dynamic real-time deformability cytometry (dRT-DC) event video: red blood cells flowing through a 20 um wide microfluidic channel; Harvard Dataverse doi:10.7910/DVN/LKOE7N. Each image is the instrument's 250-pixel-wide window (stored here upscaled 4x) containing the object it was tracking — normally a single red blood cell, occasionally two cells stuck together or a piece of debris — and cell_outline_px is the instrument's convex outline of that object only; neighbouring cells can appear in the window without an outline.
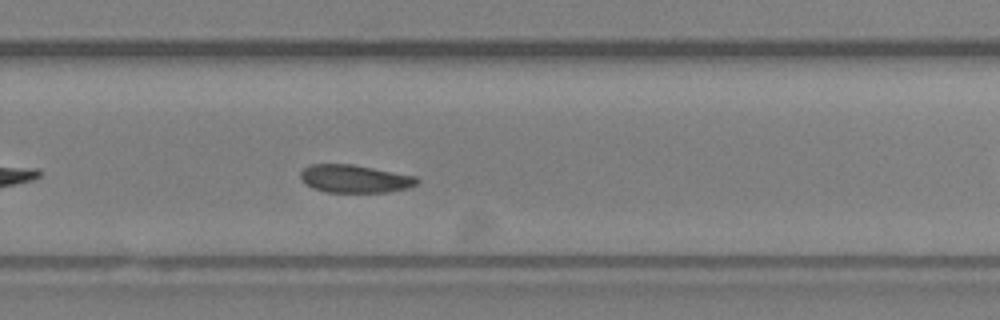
{"species": "Egyptian fruit bat (a non-hibernating species)", "species_latin": "Rousettus aegyptiacus", "temperature_condition": "room temperature", "stored_images_in_passage": 21, "camera_frame_rate_fps": 3000, "um_per_image_px": 0.085, "animal": {"sex": "female"}, "frame": {"image": 1, "passage_image": 18, "time_ms": 5.667, "image_size_px": [1000, 320], "cell_outline_px": [[420, 180], [416, 184], [408, 188], [388, 192], [324, 192], [312, 188], [304, 184], [300, 180], [300, 172], [304, 168], [312, 164], [352, 164], [416, 176]], "centroid_in_image_um": [30.12, 15.2], "position_along_channel_um": 299.7, "area_um2": 19.07}}